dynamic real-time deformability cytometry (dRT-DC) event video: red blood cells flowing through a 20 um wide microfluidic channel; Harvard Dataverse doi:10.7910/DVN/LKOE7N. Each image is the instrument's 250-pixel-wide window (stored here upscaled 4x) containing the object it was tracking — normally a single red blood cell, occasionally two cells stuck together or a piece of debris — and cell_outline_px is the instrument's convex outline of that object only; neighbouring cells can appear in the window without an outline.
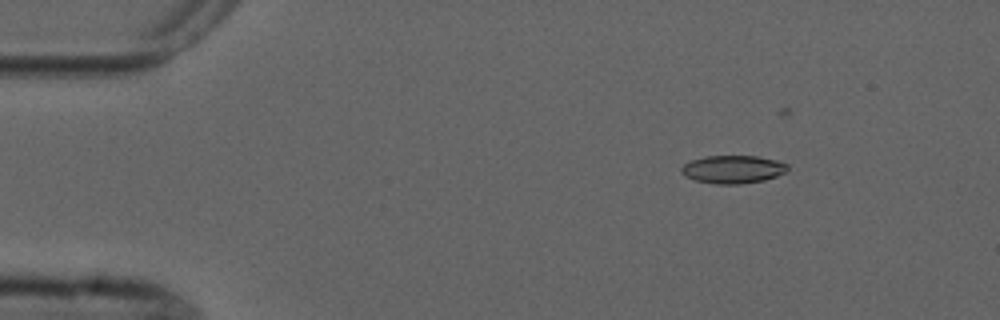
{"species": "common noctule bat (a hibernating species)", "species_latin": "Nyctalus noctula", "temperature_condition": "cold", "stored_images_in_passage": 6, "camera_frame_rate_fps": 3000, "um_per_image_px": 0.085, "animal": {"sex": "male", "forearm_length_mm": 52.5}, "frame": {"image": 1, "passage_image": 3, "time_ms": 2.333, "image_size_px": [1000, 320], "cell_outline_px": [[788, 168], [784, 172], [776, 176], [764, 180], [740, 184], [716, 184], [696, 180], [684, 176], [680, 172], [680, 168], [684, 164], [692, 160], [704, 156], [756, 156], [776, 160], [788, 164]], "centroid_in_image_um": [62.27, 14.39], "position_along_channel_um": 22.7, "area_um2": 17.28}}